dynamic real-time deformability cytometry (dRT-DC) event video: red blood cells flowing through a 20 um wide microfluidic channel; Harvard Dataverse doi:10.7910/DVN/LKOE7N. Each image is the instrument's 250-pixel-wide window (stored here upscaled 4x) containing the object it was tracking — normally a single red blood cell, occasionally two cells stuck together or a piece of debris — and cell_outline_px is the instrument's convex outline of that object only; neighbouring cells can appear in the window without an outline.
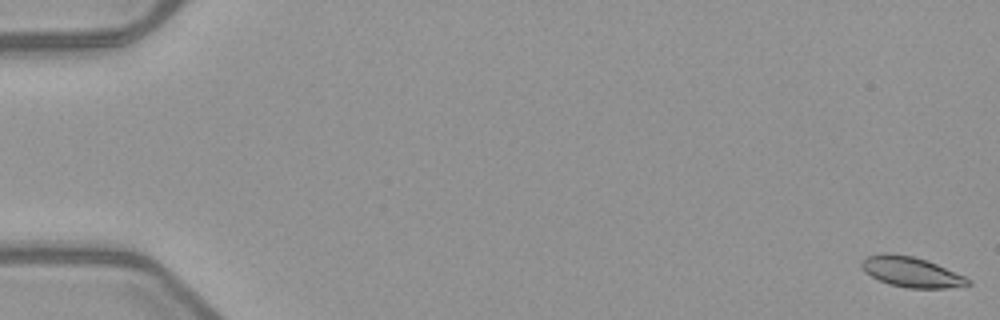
{"species": "common noctule bat (a hibernating species)", "species_latin": "Nyctalus noctula", "temperature_condition": "warm", "stored_images_in_passage": 13, "camera_frame_rate_fps": 3000, "um_per_image_px": 0.085, "animal": {"sex": "female", "body_mass_g": 21.9}, "frame": {"image": 1, "passage_image": 1, "time_ms": 0.0, "image_size_px": [1000, 320], "cell_outline_px": [[972, 284], [944, 288], [908, 288], [888, 284], [864, 272], [860, 264], [868, 256], [880, 252], [884, 252], [912, 256], [936, 264], [964, 276], [972, 280]], "centroid_in_image_um": [77.44, 23.12], "position_along_channel_um": 7.6, "area_um2": 18.55}}